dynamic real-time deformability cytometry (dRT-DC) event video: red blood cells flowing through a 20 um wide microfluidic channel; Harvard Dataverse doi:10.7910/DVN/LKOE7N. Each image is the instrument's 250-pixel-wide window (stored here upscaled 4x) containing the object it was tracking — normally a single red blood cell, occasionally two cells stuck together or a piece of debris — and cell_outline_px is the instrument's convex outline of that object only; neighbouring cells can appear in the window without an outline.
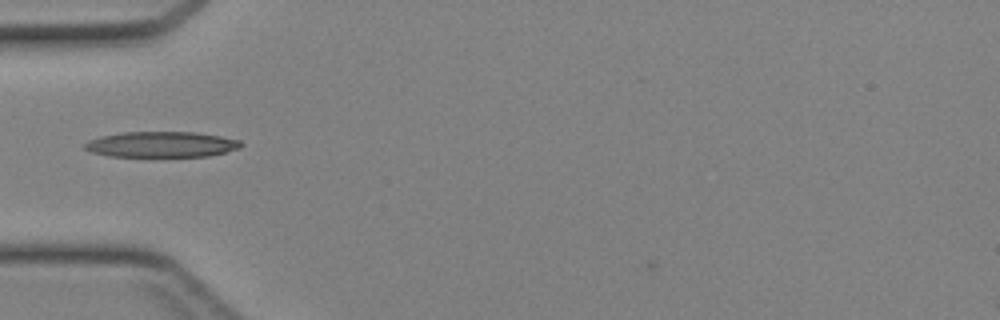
{"species": "Egyptian fruit bat (a non-hibernating species)", "species_latin": "Rousettus aegyptiacus", "temperature_condition": "cold", "stored_images_in_passage": 30, "camera_frame_rate_fps": 3000, "um_per_image_px": 0.085, "animal": {"sex": "female"}, "frame": {"image": 1, "passage_image": 2, "time_ms": 0.333, "image_size_px": [1000, 320], "cell_outline_px": [[244, 144], [240, 148], [208, 156], [108, 156], [92, 152], [84, 148], [84, 144], [88, 140], [100, 136], [120, 132], [196, 132], [220, 136], [240, 140]], "centroid_in_image_um": [13.71, 12.27], "position_along_channel_um": 71.3, "area_um2": 23.35}}
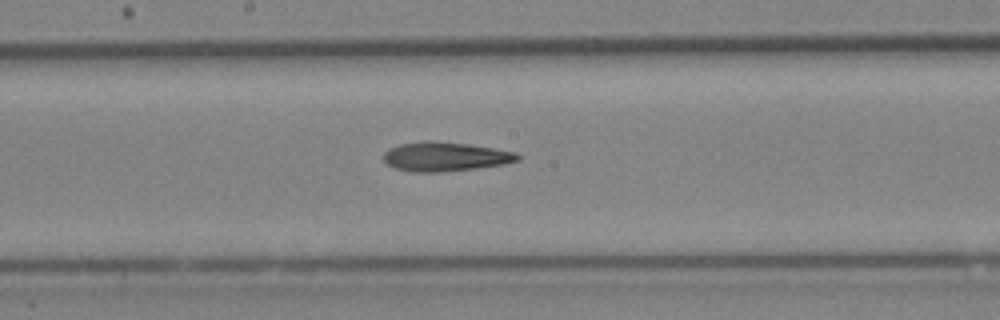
{"frame": {"image": 2, "passage_image": 11, "time_ms": 3.333, "image_size_px": [1000, 320], "cell_outline_px": [[520, 160], [504, 164], [476, 168], [440, 172], [412, 172], [396, 168], [388, 164], [384, 160], [384, 152], [388, 148], [400, 144], [424, 140], [432, 140], [468, 144], [516, 152], [520, 156]], "centroid_in_image_um": [37.83, 13.3], "position_along_channel_um": 210.4, "area_um2": 22.83}}
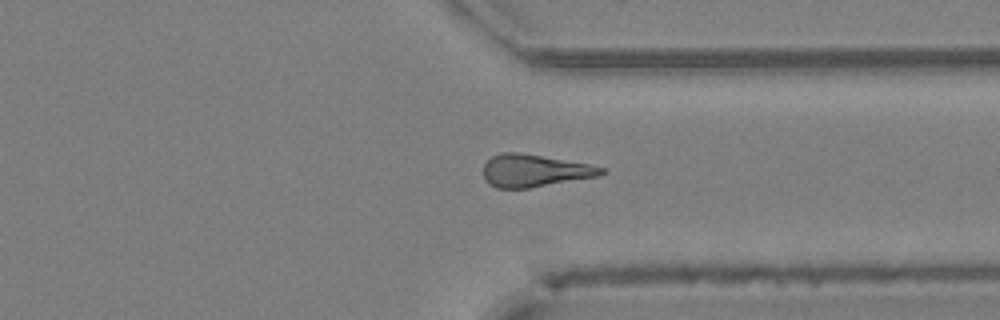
{"frame": {"image": 3, "passage_image": 21, "time_ms": 6.667, "image_size_px": [1000, 320], "cell_outline_px": [[608, 172], [600, 176], [528, 188], [496, 188], [488, 184], [484, 180], [484, 164], [492, 156], [500, 152], [516, 152], [588, 164], [604, 168]], "centroid_in_image_um": [45.42, 14.52], "position_along_channel_um": 366.0, "area_um2": 22.2}}